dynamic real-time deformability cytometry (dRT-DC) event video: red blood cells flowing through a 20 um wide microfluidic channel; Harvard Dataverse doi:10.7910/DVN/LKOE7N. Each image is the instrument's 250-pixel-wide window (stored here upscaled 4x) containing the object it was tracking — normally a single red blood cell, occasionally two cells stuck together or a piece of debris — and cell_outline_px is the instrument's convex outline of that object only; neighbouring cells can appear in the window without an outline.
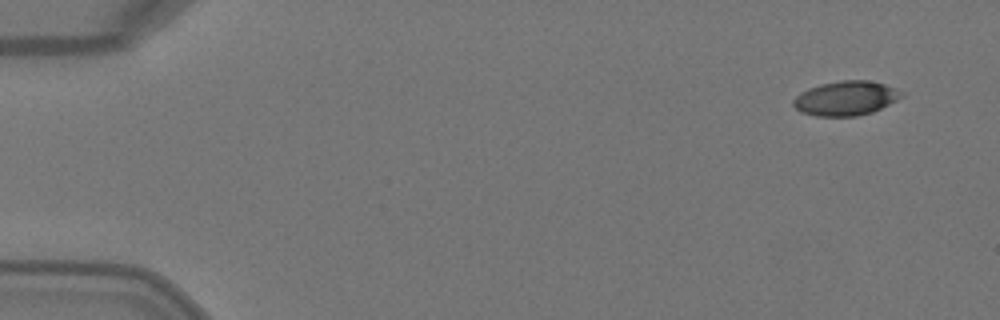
{"species": "Egyptian fruit bat (a non-hibernating species)", "species_latin": "Rousettus aegyptiacus", "temperature_condition": "warm", "stored_images_in_passage": 4, "camera_frame_rate_fps": 3000, "um_per_image_px": 0.085, "animal": {"sex": "female"}, "frame": {"image": 1, "passage_image": 1, "time_ms": 0.0, "image_size_px": [1000, 320], "cell_outline_px": [[904, 96], [872, 112], [856, 116], [816, 116], [800, 112], [792, 104], [792, 100], [800, 92], [808, 88], [820, 84], [840, 80], [868, 80], [884, 84], [896, 88], [904, 92]], "centroid_in_image_um": [71.88, 8.34], "position_along_channel_um": 13.1, "area_um2": 21.79}}
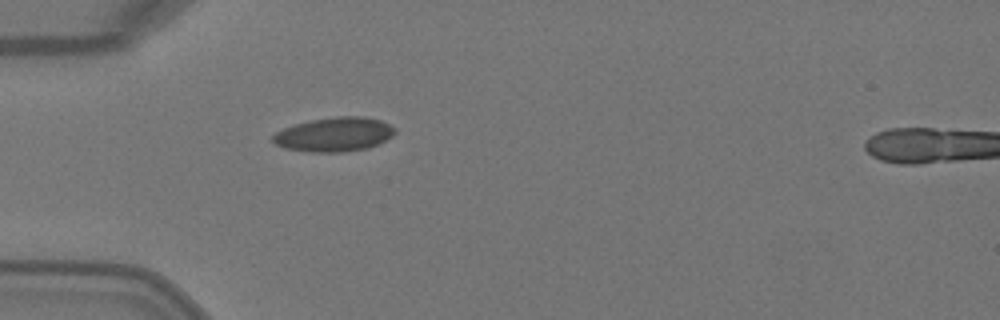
{"frame": {"image": 2, "passage_image": 3, "time_ms": 0.667, "image_size_px": [1000, 320], "cell_outline_px": [[396, 132], [392, 136], [368, 148], [340, 152], [312, 152], [284, 148], [276, 144], [272, 140], [272, 136], [276, 132], [284, 128], [296, 124], [312, 120], [336, 116], [364, 116], [380, 120], [396, 128]], "centroid_in_image_um": [28.41, 11.42], "position_along_channel_um": 56.6, "area_um2": 24.16}}